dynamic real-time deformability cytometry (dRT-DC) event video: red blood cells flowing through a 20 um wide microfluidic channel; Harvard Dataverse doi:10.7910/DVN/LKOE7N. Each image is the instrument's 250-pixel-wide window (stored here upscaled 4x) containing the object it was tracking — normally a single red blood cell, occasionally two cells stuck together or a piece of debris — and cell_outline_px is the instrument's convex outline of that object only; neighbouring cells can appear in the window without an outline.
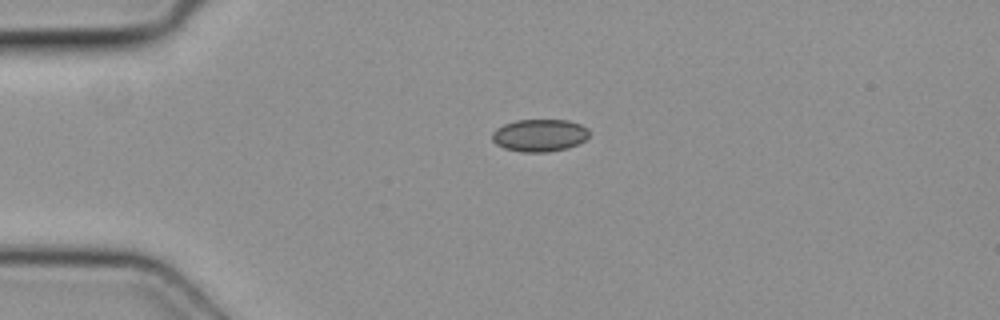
{"species": "common noctule bat (a hibernating species)", "species_latin": "Nyctalus noctula", "temperature_condition": "cold", "stored_images_in_passage": 2, "camera_frame_rate_fps": 3000, "um_per_image_px": 0.085, "animal": {"sex": "female", "body_mass_g": 19.3, "forearm_length_mm": 54.1}, "frame": {"image": 1, "passage_image": 1, "time_ms": 0.0, "image_size_px": [1000, 320], "cell_outline_px": [[588, 136], [584, 140], [568, 148], [548, 152], [524, 152], [504, 148], [496, 144], [492, 140], [492, 132], [496, 128], [504, 124], [516, 120], [568, 120], [580, 124], [588, 128]], "centroid_in_image_um": [45.84, 11.5], "position_along_channel_um": 39.2, "area_um2": 18.32}}